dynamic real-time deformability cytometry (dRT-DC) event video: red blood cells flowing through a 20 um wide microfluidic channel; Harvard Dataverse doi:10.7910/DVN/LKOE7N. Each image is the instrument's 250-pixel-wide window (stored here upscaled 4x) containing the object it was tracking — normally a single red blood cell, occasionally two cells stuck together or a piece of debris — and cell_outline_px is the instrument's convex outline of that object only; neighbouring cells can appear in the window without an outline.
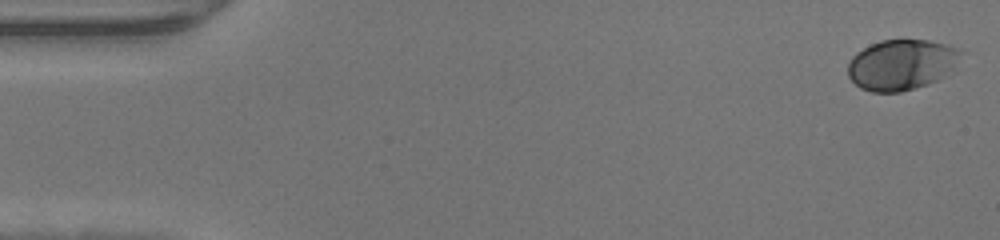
{"species": "human", "species_latin": "Homo sapiens", "temperature_condition": "warm", "stored_images_in_passage": 47, "camera_frame_rate_fps": 3000, "um_per_image_px": 0.085, "donor": {"sex": "male"}, "frame": {"image": 1, "passage_image": 1, "time_ms": 0.0, "image_size_px": [1000, 240], "cell_outline_px": [[960, 52], [952, 72], [928, 84], [916, 88], [900, 92], [872, 92], [860, 88], [848, 76], [848, 64], [852, 56], [856, 52], [880, 40], [928, 40], [948, 44], [960, 48]], "centroid_in_image_um": [76.62, 5.5], "position_along_channel_um": 8.4, "area_um2": 33.29}}
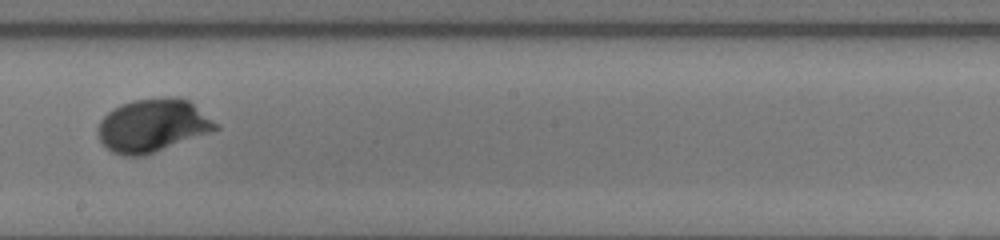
{"frame": {"image": 2, "passage_image": 27, "time_ms": 8.667, "image_size_px": [1000, 240], "cell_outline_px": [[220, 128], [144, 156], [124, 156], [112, 152], [100, 140], [96, 132], [100, 120], [108, 112], [120, 104], [132, 100], [164, 96], [180, 96], [188, 100], [220, 124]], "centroid_in_image_um": [12.97, 10.64], "position_along_channel_um": 235.2, "area_um2": 36.59}}
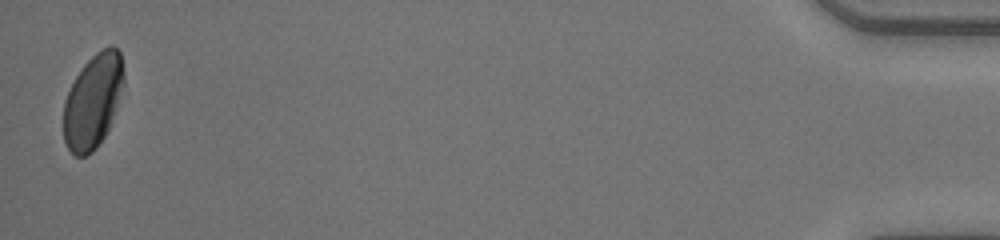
{"frame": {"image": 3, "passage_image": 47, "time_ms": 15.333, "image_size_px": [1000, 240], "cell_outline_px": [[124, 84], [108, 128], [104, 136], [96, 148], [92, 152], [84, 156], [76, 156], [68, 148], [64, 140], [64, 100], [76, 76], [84, 64], [96, 52], [112, 44], [120, 52], [124, 72]], "centroid_in_image_um": [7.9, 8.57], "position_along_channel_um": 427.3, "area_um2": 32.66}}